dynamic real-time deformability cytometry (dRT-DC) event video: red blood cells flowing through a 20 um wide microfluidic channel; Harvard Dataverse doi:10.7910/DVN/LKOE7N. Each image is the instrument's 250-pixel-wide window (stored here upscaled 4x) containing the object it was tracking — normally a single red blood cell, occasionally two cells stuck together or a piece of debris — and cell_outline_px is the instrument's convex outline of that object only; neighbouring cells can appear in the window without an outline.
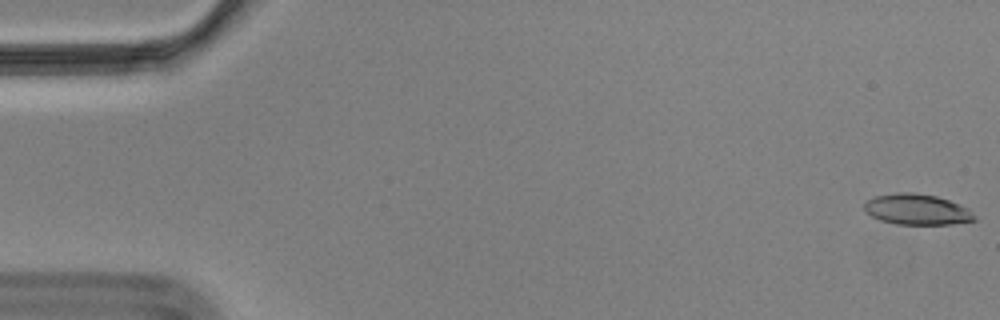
{"species": "Egyptian fruit bat (a non-hibernating species)", "species_latin": "Rousettus aegyptiacus", "temperature_condition": "cold", "stored_images_in_passage": 10, "camera_frame_rate_fps": 3000, "um_per_image_px": 0.085, "animal": {"sex": "male"}, "frame": {"image": 1, "passage_image": 1, "time_ms": 0.0, "image_size_px": [1000, 320], "cell_outline_px": [[976, 220], [952, 224], [896, 224], [880, 220], [872, 216], [864, 208], [864, 204], [868, 200], [876, 196], [896, 192], [912, 192], [936, 196], [948, 200], [968, 208], [976, 216]], "centroid_in_image_um": [77.96, 17.8], "position_along_channel_um": 7.0, "area_um2": 19.59}}